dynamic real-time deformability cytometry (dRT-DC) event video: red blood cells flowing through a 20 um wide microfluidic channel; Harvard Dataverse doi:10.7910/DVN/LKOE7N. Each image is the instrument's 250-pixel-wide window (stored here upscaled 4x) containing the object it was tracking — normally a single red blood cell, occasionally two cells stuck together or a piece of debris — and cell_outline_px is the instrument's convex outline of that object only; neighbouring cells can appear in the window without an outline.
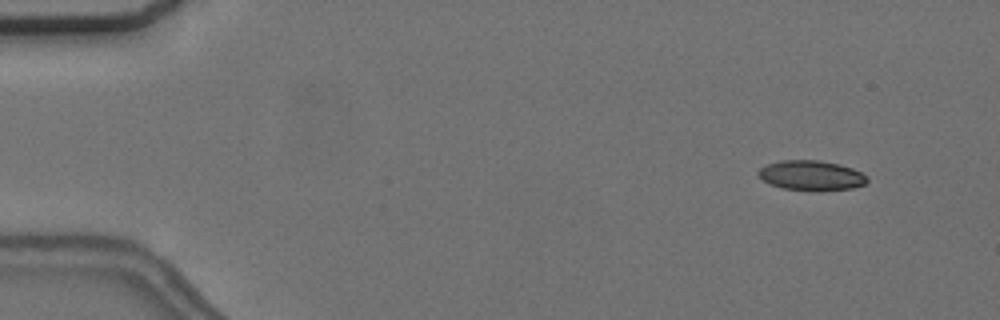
{"species": "common noctule bat (a hibernating species)", "species_latin": "Nyctalus noctula", "temperature_condition": "cold", "stored_images_in_passage": 6, "camera_frame_rate_fps": 3000, "um_per_image_px": 0.085, "animal": {"sex": "female", "body_mass_g": 24.6, "forearm_length_mm": 56.2}, "frame": {"image": 1, "passage_image": 2, "time_ms": 1.333, "image_size_px": [1000, 320], "cell_outline_px": [[868, 180], [864, 184], [852, 188], [816, 192], [812, 192], [784, 188], [772, 184], [764, 180], [756, 172], [760, 168], [768, 164], [780, 160], [820, 160], [840, 164], [852, 168], [868, 176]], "centroid_in_image_um": [68.99, 14.92], "position_along_channel_um": 16.0, "area_um2": 19.13}}
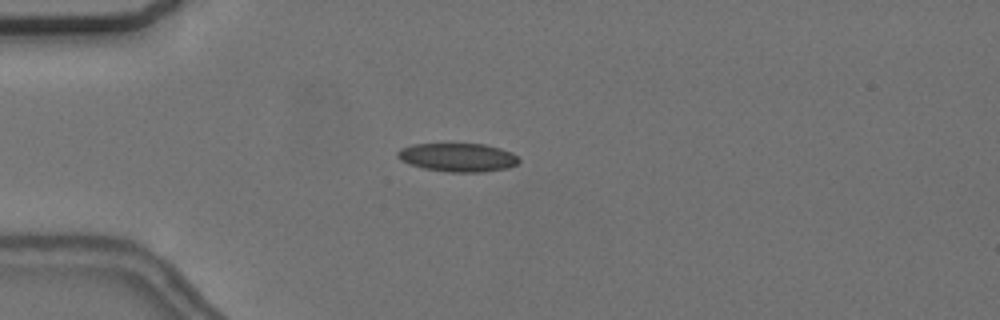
{"frame": {"image": 2, "passage_image": 5, "time_ms": 4.667, "image_size_px": [1000, 320], "cell_outline_px": [[520, 160], [516, 164], [508, 168], [484, 172], [448, 172], [424, 168], [400, 160], [396, 156], [396, 152], [400, 148], [412, 144], [484, 144], [500, 148], [512, 152]], "centroid_in_image_um": [38.91, 13.37], "position_along_channel_um": 46.1, "area_um2": 20.17}}